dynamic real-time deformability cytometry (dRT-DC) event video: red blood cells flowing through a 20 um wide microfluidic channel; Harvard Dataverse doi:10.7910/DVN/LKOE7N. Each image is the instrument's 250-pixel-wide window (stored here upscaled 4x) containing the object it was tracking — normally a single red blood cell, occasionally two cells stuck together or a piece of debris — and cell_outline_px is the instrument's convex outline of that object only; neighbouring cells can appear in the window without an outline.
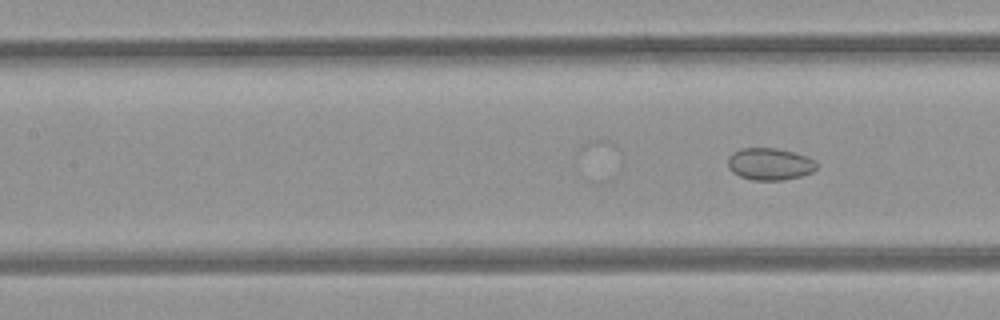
{"species": "common noctule bat (a hibernating species)", "species_latin": "Nyctalus noctula", "temperature_condition": "room temperature", "stored_images_in_passage": 22, "camera_frame_rate_fps": 3000, "um_per_image_px": 0.085, "animal": {"sex": "female", "body_mass_g": 21.9}, "frame": {"image": 1, "passage_image": 22, "time_ms": 7.0, "image_size_px": [1000, 320], "cell_outline_px": [[816, 168], [812, 172], [800, 176], [784, 180], [752, 180], [740, 176], [732, 172], [728, 168], [728, 156], [732, 152], [740, 148], [776, 148], [792, 152], [816, 160]], "centroid_in_image_um": [65.39, 13.94], "position_along_channel_um": 142.0, "area_um2": 16.59}}